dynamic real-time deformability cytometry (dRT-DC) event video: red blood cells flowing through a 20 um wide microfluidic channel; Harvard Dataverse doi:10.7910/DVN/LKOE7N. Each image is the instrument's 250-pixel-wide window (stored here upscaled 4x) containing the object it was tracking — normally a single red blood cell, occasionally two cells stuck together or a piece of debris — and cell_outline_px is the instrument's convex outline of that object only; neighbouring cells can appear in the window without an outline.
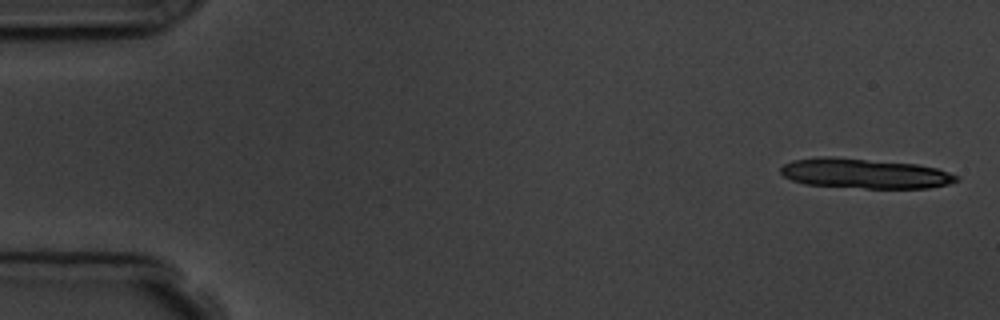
{"species": "common noctule bat (a hibernating species)", "species_latin": "Nyctalus noctula", "temperature_condition": "room temperature", "stored_images_in_passage": 6, "camera_frame_rate_fps": 3000, "um_per_image_px": 0.085, "animal": {"sex": "male", "body_mass_g": 19.5, "forearm_length_mm": 54.6}, "frame": {"image": 1, "passage_image": 1, "time_ms": 0.0, "image_size_px": [1000, 320], "cell_outline_px": [[960, 180], [948, 184], [928, 188], [864, 188], [804, 184], [792, 180], [784, 176], [780, 172], [780, 168], [784, 164], [792, 160], [816, 156], [836, 156], [916, 164], [936, 168], [960, 176]], "centroid_in_image_um": [73.48, 14.73], "position_along_channel_um": 11.5, "area_um2": 30.92}}